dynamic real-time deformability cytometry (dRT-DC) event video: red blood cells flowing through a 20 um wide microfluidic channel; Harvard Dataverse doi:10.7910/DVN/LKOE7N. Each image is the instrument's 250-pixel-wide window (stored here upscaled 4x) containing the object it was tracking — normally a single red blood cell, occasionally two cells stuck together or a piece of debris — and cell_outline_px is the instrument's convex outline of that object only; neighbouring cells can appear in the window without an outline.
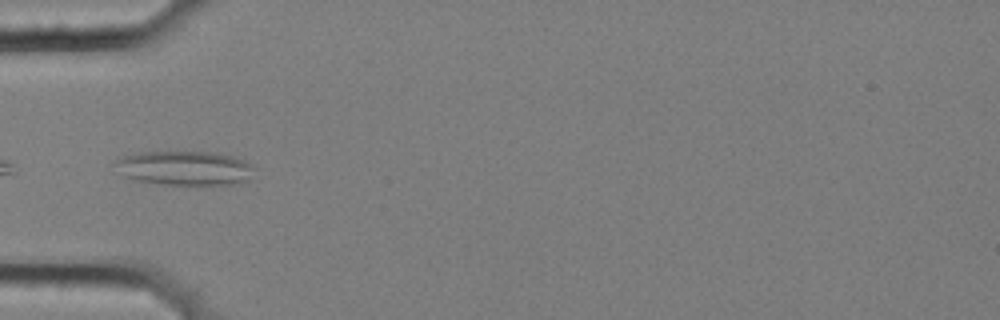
{"species": "common noctule bat (a hibernating species)", "species_latin": "Nyctalus noctula", "temperature_condition": "cold", "stored_images_in_passage": 14, "camera_frame_rate_fps": 3000, "um_per_image_px": 0.085, "animal": {"sex": "female", "body_mass_g": 25.1}, "frame": {"image": 1, "passage_image": 5, "time_ms": 1.333, "image_size_px": [1000, 320], "cell_outline_px": [[256, 168], [248, 180], [236, 184], [204, 188], [164, 184], [136, 180], [124, 176], [112, 164], [112, 160], [124, 156], [140, 152], [212, 152], [232, 156], [244, 160], [252, 164]], "centroid_in_image_um": [15.74, 14.33], "position_along_channel_um": 69.3, "area_um2": 28.9}}
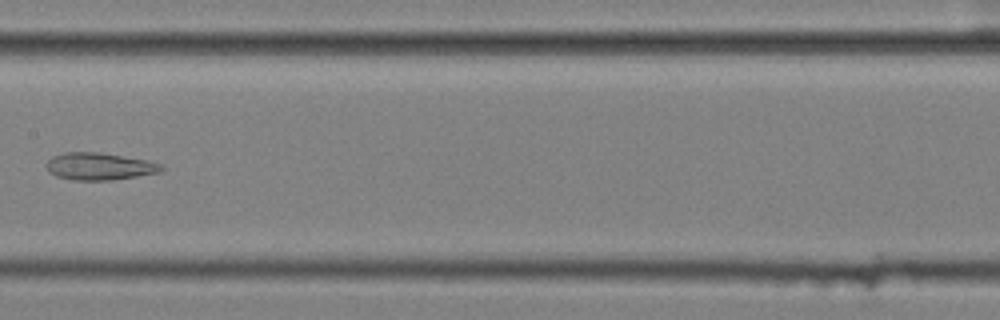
{"frame": {"image": 2, "passage_image": 8, "time_ms": 2.333, "image_size_px": [1000, 320], "cell_outline_px": [[164, 168], [160, 172], [112, 180], [72, 180], [56, 176], [48, 172], [44, 164], [52, 156], [64, 152], [100, 152], [148, 160], [160, 164]], "centroid_in_image_um": [8.4, 14.13], "position_along_channel_um": 199.0, "area_um2": 18.38}}